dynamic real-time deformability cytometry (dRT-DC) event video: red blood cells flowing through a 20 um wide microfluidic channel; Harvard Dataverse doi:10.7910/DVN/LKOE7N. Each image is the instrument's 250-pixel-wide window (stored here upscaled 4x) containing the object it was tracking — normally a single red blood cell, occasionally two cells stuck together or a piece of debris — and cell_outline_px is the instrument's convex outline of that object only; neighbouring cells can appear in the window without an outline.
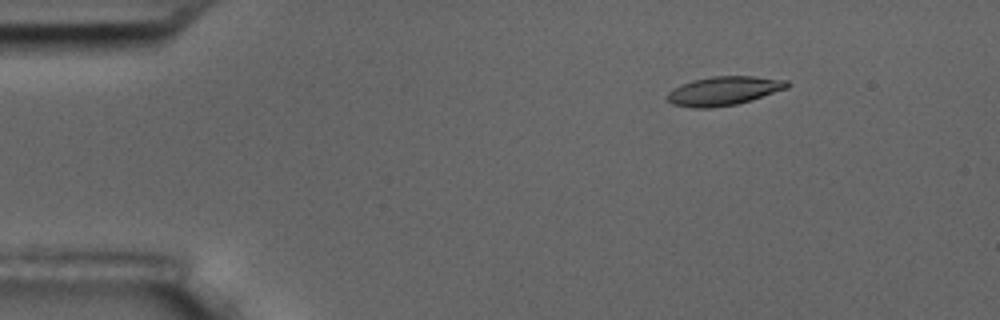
{"species": "common noctule bat (a hibernating species)", "species_latin": "Nyctalus noctula", "temperature_condition": "room temperature", "stored_images_in_passage": 4, "camera_frame_rate_fps": 3000, "um_per_image_px": 0.085, "animal": {"sex": "male", "body_mass_g": 17.5, "forearm_length_mm": 52.3}, "frame": {"image": 1, "passage_image": 2, "time_ms": 1.333, "image_size_px": [1000, 320], "cell_outline_px": [[792, 84], [788, 88], [736, 104], [712, 108], [692, 108], [672, 104], [668, 100], [668, 92], [672, 88], [680, 84], [692, 80], [712, 76], [752, 76], [788, 80]], "centroid_in_image_um": [61.51, 7.71], "position_along_channel_um": 23.5, "area_um2": 20.23}}